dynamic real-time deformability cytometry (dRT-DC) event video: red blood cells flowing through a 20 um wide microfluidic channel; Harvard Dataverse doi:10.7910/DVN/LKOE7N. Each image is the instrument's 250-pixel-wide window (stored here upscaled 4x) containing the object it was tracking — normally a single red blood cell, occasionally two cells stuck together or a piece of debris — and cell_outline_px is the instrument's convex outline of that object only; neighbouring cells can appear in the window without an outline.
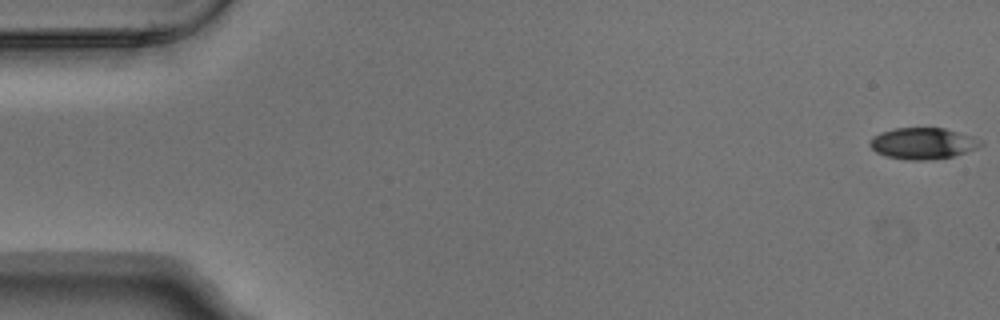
{"species": "Egyptian fruit bat (a non-hibernating species)", "species_latin": "Rousettus aegyptiacus", "temperature_condition": "warm", "stored_images_in_passage": 4, "camera_frame_rate_fps": 3000, "um_per_image_px": 0.085, "animal": {"sex": "male"}, "frame": {"image": 1, "passage_image": 1, "time_ms": 0.0, "image_size_px": [1000, 320], "cell_outline_px": [[984, 144], [976, 148], [952, 156], [932, 160], [908, 160], [888, 156], [876, 152], [868, 144], [872, 136], [880, 132], [892, 128], [944, 128], [960, 132], [972, 136], [980, 140]], "centroid_in_image_um": [78.42, 12.18], "position_along_channel_um": 6.6, "area_um2": 20.23}}
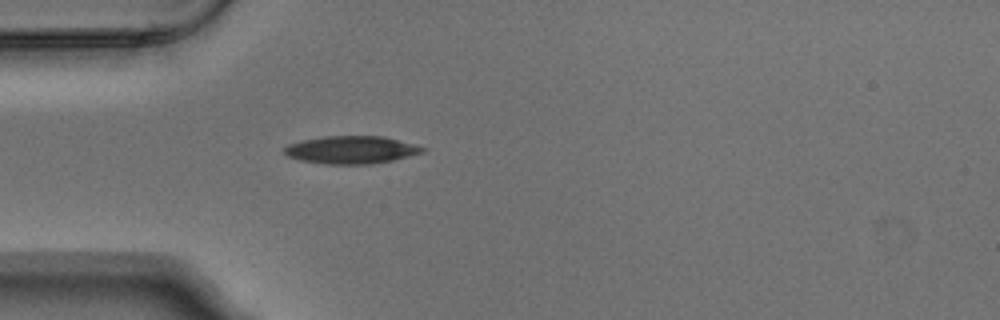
{"frame": {"image": 2, "passage_image": 4, "time_ms": 1.0, "image_size_px": [1000, 320], "cell_outline_px": [[428, 148], [424, 152], [392, 160], [372, 164], [324, 164], [300, 160], [288, 156], [284, 152], [284, 148], [288, 144], [304, 140], [324, 136], [384, 136]], "centroid_in_image_um": [29.87, 12.73], "position_along_channel_um": 55.1, "area_um2": 22.25}}